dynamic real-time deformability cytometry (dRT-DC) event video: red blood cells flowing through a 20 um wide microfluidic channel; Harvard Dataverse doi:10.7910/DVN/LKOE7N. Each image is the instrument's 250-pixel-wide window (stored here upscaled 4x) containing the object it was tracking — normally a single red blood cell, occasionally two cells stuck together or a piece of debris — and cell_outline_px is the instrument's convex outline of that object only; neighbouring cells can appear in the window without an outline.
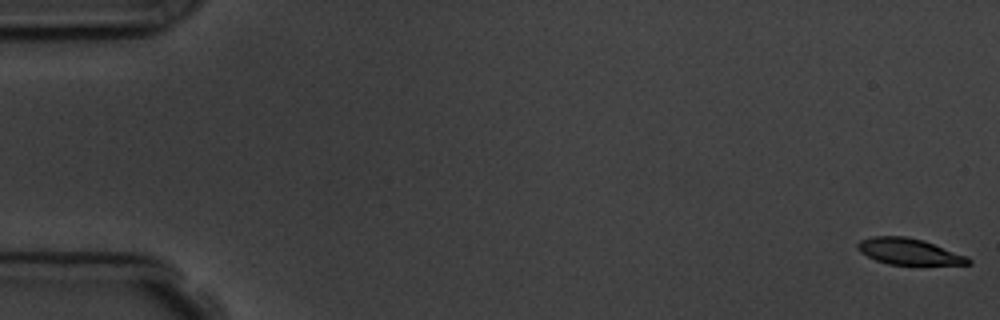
{"species": "common noctule bat (a hibernating species)", "species_latin": "Nyctalus noctula", "temperature_condition": "room temperature", "stored_images_in_passage": 7, "camera_frame_rate_fps": 3000, "um_per_image_px": 0.085, "animal": {"sex": "male", "body_mass_g": 19.5, "forearm_length_mm": 54.6}, "frame": {"image": 1, "passage_image": 1, "time_ms": 0.0, "image_size_px": [1000, 320], "cell_outline_px": [[972, 264], [888, 264], [876, 260], [860, 252], [856, 248], [856, 244], [860, 240], [872, 236], [908, 236], [924, 240], [968, 256], [972, 260]], "centroid_in_image_um": [77.26, 21.36], "position_along_channel_um": 7.7, "area_um2": 16.94}}
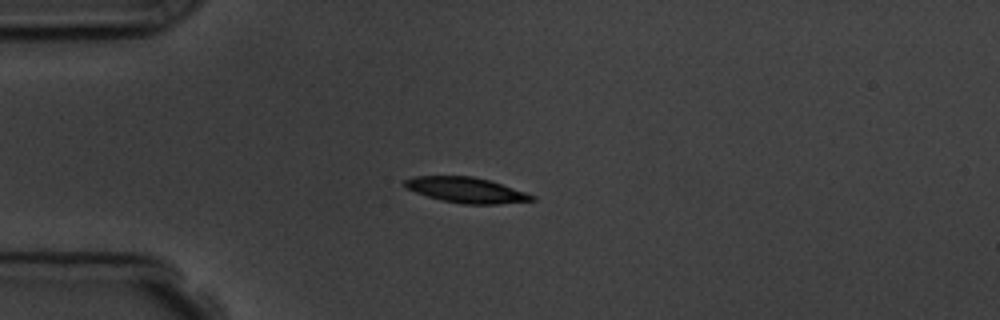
{"frame": {"image": 2, "passage_image": 5, "time_ms": 4.667, "image_size_px": [1000, 320], "cell_outline_px": [[536, 200], [500, 204], [464, 204], [440, 200], [404, 188], [400, 184], [404, 180], [412, 176], [472, 176], [488, 180], [536, 196]], "centroid_in_image_um": [39.56, 16.15], "position_along_channel_um": 45.4, "area_um2": 18.84}}